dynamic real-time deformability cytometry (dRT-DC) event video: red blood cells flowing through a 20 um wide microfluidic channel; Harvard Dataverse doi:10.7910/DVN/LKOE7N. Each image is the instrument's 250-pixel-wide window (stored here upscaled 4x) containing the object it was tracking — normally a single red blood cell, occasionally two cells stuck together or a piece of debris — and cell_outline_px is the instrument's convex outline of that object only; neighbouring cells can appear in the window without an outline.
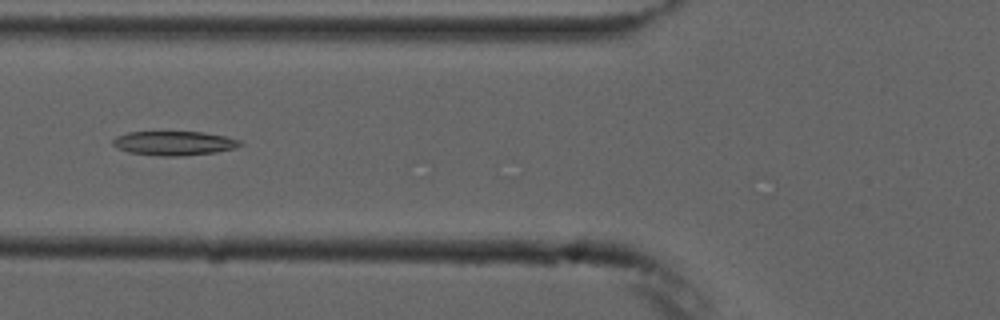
{"species": "common noctule bat (a hibernating species)", "species_latin": "Nyctalus noctula", "temperature_condition": "cold", "stored_images_in_passage": 5, "camera_frame_rate_fps": 3000, "um_per_image_px": 0.085, "animal": {"sex": "male", "forearm_length_mm": 52.5}, "frame": {"image": 1, "passage_image": 5, "time_ms": 5.333, "image_size_px": [1000, 320], "cell_outline_px": [[244, 144], [236, 148], [216, 152], [184, 156], [164, 156], [128, 152], [116, 148], [112, 144], [112, 140], [116, 136], [128, 132], [204, 132], [224, 136], [240, 140]], "centroid_in_image_um": [14.8, 12.17], "position_along_channel_um": 111.0, "area_um2": 18.03}}